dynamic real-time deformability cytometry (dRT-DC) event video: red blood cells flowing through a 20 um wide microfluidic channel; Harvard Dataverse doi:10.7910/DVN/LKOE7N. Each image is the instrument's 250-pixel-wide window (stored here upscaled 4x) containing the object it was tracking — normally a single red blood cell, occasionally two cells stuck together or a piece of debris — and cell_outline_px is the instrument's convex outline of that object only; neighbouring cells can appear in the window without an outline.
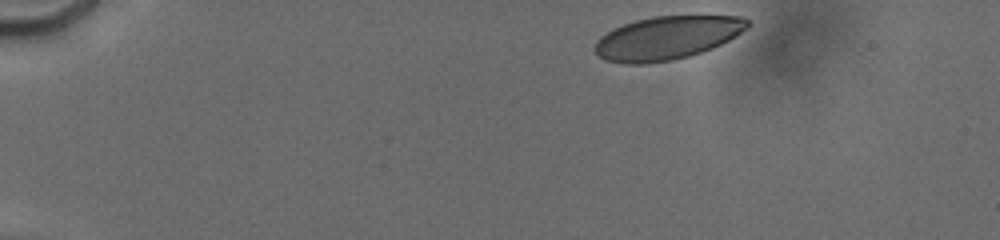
{"species": "human", "species_latin": "Homo sapiens", "temperature_condition": "cold", "stored_images_in_passage": 51, "camera_frame_rate_fps": 3000, "um_per_image_px": 0.085, "donor": {"sex": "male"}, "frame": {"image": 1, "passage_image": 1, "time_ms": 0.0, "image_size_px": [1000, 240], "cell_outline_px": [[748, 28], [728, 40], [712, 48], [688, 56], [672, 60], [644, 64], [624, 64], [604, 60], [596, 52], [596, 40], [600, 36], [624, 24], [636, 20], [652, 16], [744, 16], [748, 20]], "centroid_in_image_um": [56.69, 3.22], "position_along_channel_um": 28.3, "area_um2": 38.26}}
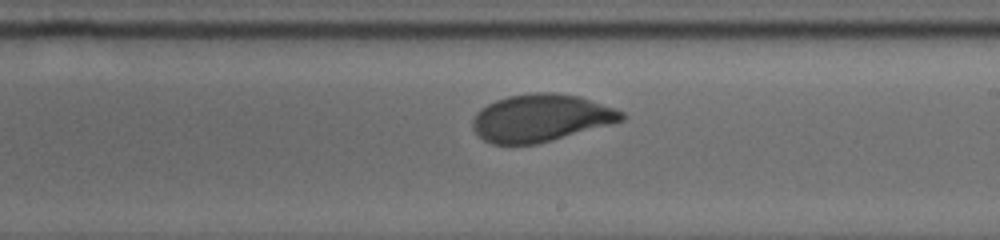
{"frame": {"image": 2, "passage_image": 25, "time_ms": 8.333, "image_size_px": [1000, 240], "cell_outline_px": [[628, 116], [624, 120], [552, 140], [536, 144], [492, 144], [484, 140], [472, 128], [472, 120], [476, 112], [480, 108], [496, 100], [508, 96], [536, 92], [552, 92], [580, 96], [624, 112]], "centroid_in_image_um": [45.96, 10.02], "position_along_channel_um": 243.0, "area_um2": 40.98}}
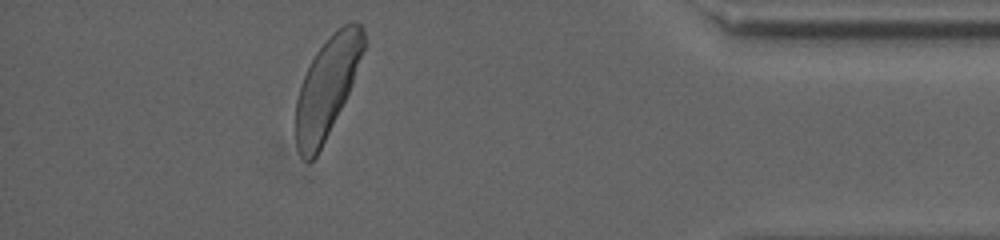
{"frame": {"image": 3, "passage_image": 44, "time_ms": 13.667, "image_size_px": [1000, 240], "cell_outline_px": [[368, 44], [348, 92], [316, 156], [312, 160], [304, 160], [300, 156], [296, 144], [296, 100], [304, 76], [316, 52], [328, 36], [332, 32], [344, 24], [360, 24], [364, 32]], "centroid_in_image_um": [27.81, 7.35], "position_along_channel_um": 407.4, "area_um2": 38.67}, "authors_computed_cell_mechanics": {"area_um2": 40.9802, "velocity_mm_per_s": 3.7629, "shape_relaxation_time_tau1_ms": 2.9739, "shape_relaxation_time_tau2_ms": null, "deformation_change_tau1": 0.1179, "deformation_change_tau2": null}}